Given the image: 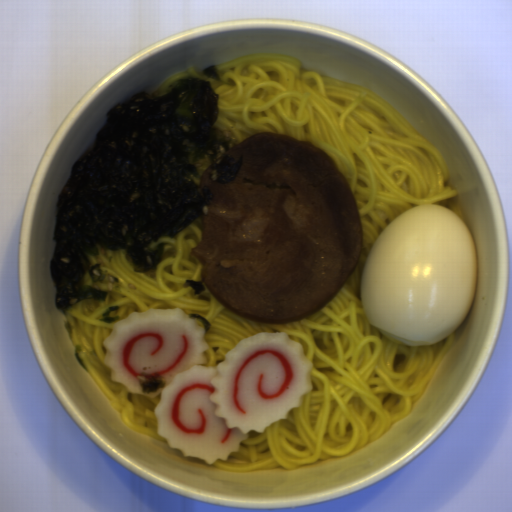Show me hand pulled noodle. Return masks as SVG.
Masks as SVG:
<instances>
[{
  "label": "hand pulled noodle",
  "instance_id": "obj_1",
  "mask_svg": "<svg viewBox=\"0 0 512 512\" xmlns=\"http://www.w3.org/2000/svg\"><path fill=\"white\" fill-rule=\"evenodd\" d=\"M225 84L190 68L165 81L151 95H165L185 77L209 80L218 94L214 128L233 135L235 145L250 135L278 133L321 149L347 180L356 203L363 246L349 279L329 303L305 318L256 322L232 313L203 279V266L192 253L203 238L199 216L163 244L160 263L136 272L126 249L103 248L88 265L101 263L104 278L97 289L105 300L86 299L63 309L74 349L99 391L120 411L129 427L166 441L158 434L155 414L162 398L132 393L114 379L105 364L104 341L134 312L181 309L200 314L210 328L203 337L205 367L215 368L229 350L256 334L285 332L299 343L310 362V390L297 408L263 432L249 431L219 472L271 468L290 470L345 457L380 438L409 415L440 368L455 332L432 345H408L372 326L360 290L372 245L399 215L417 204L448 208L461 221L458 192L449 184L451 170L441 152L388 101L359 84L307 71L300 58L256 54L215 66ZM203 283L194 295L185 280ZM110 315L120 320L99 319ZM167 442V441H166Z\"/></svg>",
  "mask_w": 512,
  "mask_h": 512
},
{
  "label": "hand pulled noodle",
  "instance_id": "obj_2",
  "mask_svg": "<svg viewBox=\"0 0 512 512\" xmlns=\"http://www.w3.org/2000/svg\"><path fill=\"white\" fill-rule=\"evenodd\" d=\"M194 322V324L196 325L197 328H200L202 330H204V324H203V321L199 320V319H194V318H191Z\"/></svg>",
  "mask_w": 512,
  "mask_h": 512
}]
</instances>
